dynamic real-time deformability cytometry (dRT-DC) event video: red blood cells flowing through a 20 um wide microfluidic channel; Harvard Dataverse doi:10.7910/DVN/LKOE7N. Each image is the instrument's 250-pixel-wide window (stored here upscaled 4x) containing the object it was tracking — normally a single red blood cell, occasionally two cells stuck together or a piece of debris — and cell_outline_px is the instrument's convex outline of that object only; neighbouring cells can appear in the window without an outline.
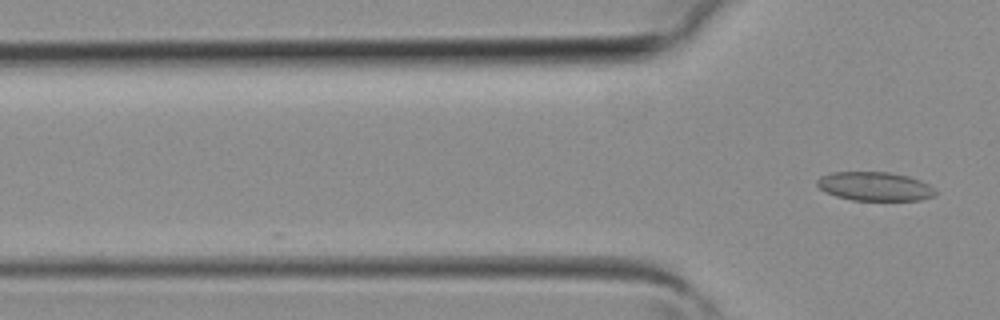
{"species": "common noctule bat (a hibernating species)", "species_latin": "Nyctalus noctula", "temperature_condition": "room temperature", "stored_images_in_passage": 3, "camera_frame_rate_fps": 3000, "um_per_image_px": 0.085, "animal": {"sex": "female", "body_mass_g": 19.3, "forearm_length_mm": 54.1}, "frame": {"image": 1, "passage_image": 3, "time_ms": 0.667, "image_size_px": [1000, 320], "cell_outline_px": [[936, 196], [920, 200], [852, 200], [836, 196], [824, 192], [816, 184], [816, 180], [820, 176], [832, 172], [888, 172], [908, 176], [920, 180], [936, 188]], "centroid_in_image_um": [74.36, 15.84], "position_along_channel_um": 51.4, "area_um2": 20.06}}